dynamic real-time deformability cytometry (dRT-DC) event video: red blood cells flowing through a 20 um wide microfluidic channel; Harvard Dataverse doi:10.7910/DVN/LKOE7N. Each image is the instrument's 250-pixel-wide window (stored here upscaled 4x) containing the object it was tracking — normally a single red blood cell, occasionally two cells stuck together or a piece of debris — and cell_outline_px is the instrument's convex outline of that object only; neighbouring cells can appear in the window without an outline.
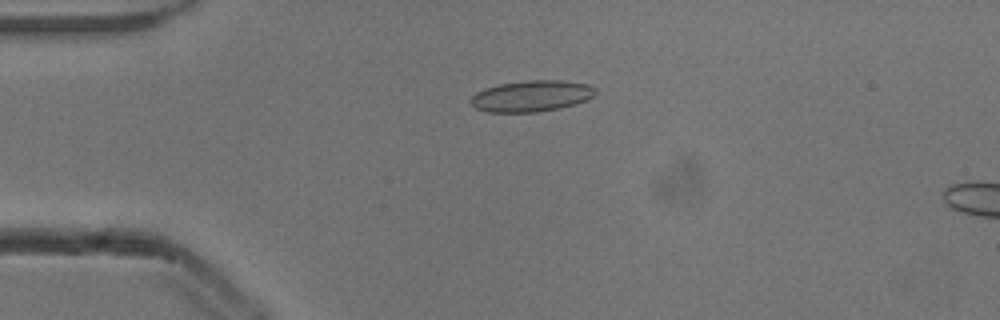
{"species": "common noctule bat (a hibernating species)", "species_latin": "Nyctalus noctula", "temperature_condition": "cold", "stored_images_in_passage": 8, "camera_frame_rate_fps": 3000, "um_per_image_px": 0.085, "animal": {"sex": "male", "body_mass_g": 13.3}, "frame": {"image": 1, "passage_image": 4, "time_ms": 1.0, "image_size_px": [1000, 320], "cell_outline_px": [[596, 92], [588, 100], [576, 104], [560, 108], [536, 112], [488, 112], [476, 108], [468, 100], [476, 92], [484, 88], [500, 84], [528, 80], [560, 80], [588, 84], [596, 88]], "centroid_in_image_um": [45.18, 8.16], "position_along_channel_um": 39.8, "area_um2": 22.77}}